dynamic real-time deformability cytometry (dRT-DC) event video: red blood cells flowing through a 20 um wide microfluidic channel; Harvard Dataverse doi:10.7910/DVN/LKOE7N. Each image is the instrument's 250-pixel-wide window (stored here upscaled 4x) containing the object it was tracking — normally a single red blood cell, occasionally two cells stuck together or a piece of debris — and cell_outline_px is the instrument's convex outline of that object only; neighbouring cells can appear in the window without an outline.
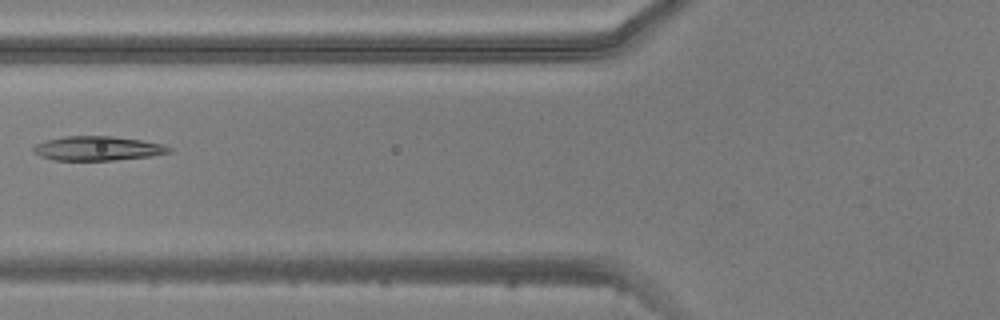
{"species": "common noctule bat (a hibernating species)", "species_latin": "Nyctalus noctula", "temperature_condition": "warm", "stored_images_in_passage": 6, "camera_frame_rate_fps": 3000, "um_per_image_px": 0.085, "animal": {"sex": "male", "body_mass_g": 20.5, "forearm_length_mm": 52.5}, "frame": {"image": 1, "passage_image": 6, "time_ms": 6.0, "image_size_px": [1000, 320], "cell_outline_px": [[172, 152], [152, 156], [112, 160], [52, 160], [40, 156], [32, 152], [32, 148], [36, 144], [48, 140], [64, 136], [112, 136], [140, 140], [164, 144], [172, 148]], "centroid_in_image_um": [8.31, 12.61], "position_along_channel_um": 117.5, "area_um2": 19.25}}